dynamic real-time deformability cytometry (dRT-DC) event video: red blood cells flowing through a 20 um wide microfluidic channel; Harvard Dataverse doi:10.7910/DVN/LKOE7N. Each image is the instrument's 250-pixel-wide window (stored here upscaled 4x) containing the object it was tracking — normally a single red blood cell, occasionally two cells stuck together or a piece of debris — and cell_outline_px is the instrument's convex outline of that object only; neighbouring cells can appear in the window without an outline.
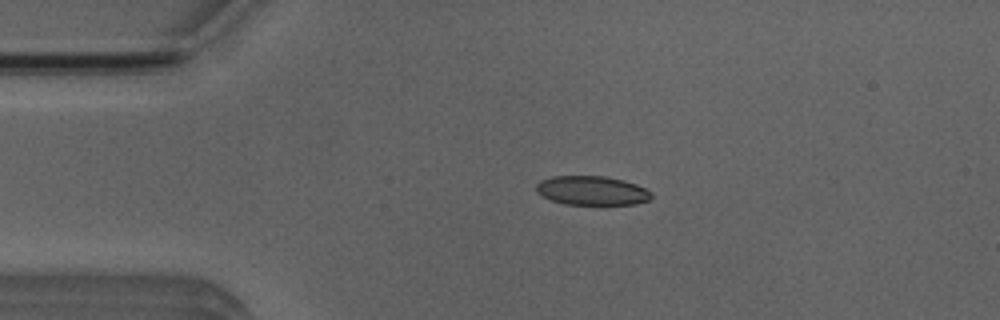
{"species": "Egyptian fruit bat (a non-hibernating species)", "species_latin": "Rousettus aegyptiacus", "temperature_condition": "room temperature", "stored_images_in_passage": 4, "camera_frame_rate_fps": 3000, "um_per_image_px": 0.085, "animal": {"sex": "male"}, "frame": {"image": 1, "passage_image": 3, "time_ms": 2.333, "image_size_px": [1000, 320], "cell_outline_px": [[652, 196], [648, 200], [636, 204], [564, 204], [552, 200], [536, 192], [536, 184], [540, 180], [552, 176], [604, 176], [624, 180], [636, 184], [652, 192]], "centroid_in_image_um": [50.31, 16.19], "position_along_channel_um": 34.7, "area_um2": 19.48}}